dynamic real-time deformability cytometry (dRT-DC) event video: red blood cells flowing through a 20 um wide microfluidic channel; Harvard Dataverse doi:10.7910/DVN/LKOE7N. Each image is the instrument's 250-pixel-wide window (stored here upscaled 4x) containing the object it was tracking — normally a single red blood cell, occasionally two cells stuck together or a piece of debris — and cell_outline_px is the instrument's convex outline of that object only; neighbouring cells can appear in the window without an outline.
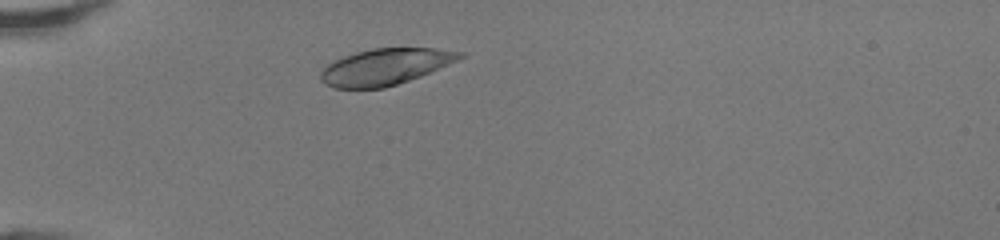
{"species": "human", "species_latin": "Homo sapiens", "temperature_condition": "room temperature", "stored_images_in_passage": 36, "camera_frame_rate_fps": 3000, "um_per_image_px": 0.085, "donor": {"sex": "female"}, "frame": {"image": 1, "passage_image": 5, "time_ms": 1.333, "image_size_px": [1000, 240], "cell_outline_px": [[464, 56], [456, 60], [420, 76], [384, 88], [336, 88], [324, 84], [320, 80], [320, 72], [332, 60], [356, 52], [372, 48], [436, 48], [464, 52]], "centroid_in_image_um": [32.69, 5.67], "position_along_channel_um": 52.3, "area_um2": 29.19}}
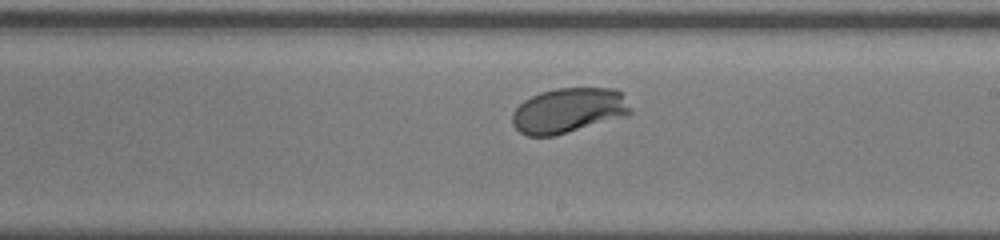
{"frame": {"image": 2, "passage_image": 20, "time_ms": 6.333, "image_size_px": [1000, 240], "cell_outline_px": [[632, 112], [628, 116], [552, 136], [528, 136], [520, 132], [512, 124], [512, 112], [524, 100], [540, 92], [556, 88], [616, 88], [620, 92], [632, 108]], "centroid_in_image_um": [48.34, 9.38], "position_along_channel_um": 240.7, "area_um2": 31.1}}
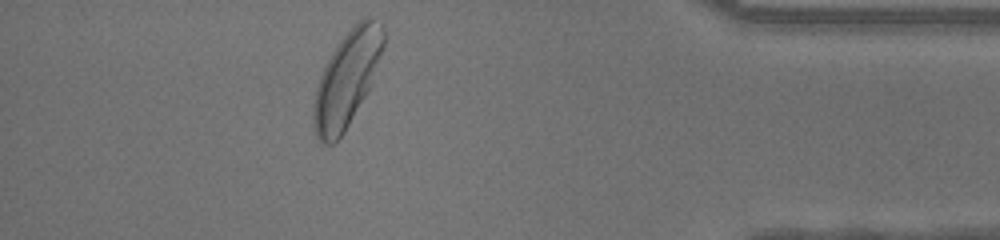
{"frame": {"image": 3, "passage_image": 34, "time_ms": 11.0, "image_size_px": [1000, 240], "cell_outline_px": [[384, 44], [380, 56], [368, 88], [364, 96], [344, 132], [332, 144], [324, 144], [316, 136], [312, 112], [316, 88], [320, 76], [336, 44], [364, 16], [372, 16], [380, 24], [384, 32]], "centroid_in_image_um": [29.46, 6.7], "position_along_channel_um": 405.7, "area_um2": 37.63}, "authors_computed_cell_mechanics": {"area_um2": 31.5877, "velocity_mm_per_s": 4.2278, "shape_relaxation_time_tau1_ms": 1.2447, "shape_relaxation_time_tau2_ms": null, "deformation_change_tau1": 0.1317, "deformation_change_tau2": null}}